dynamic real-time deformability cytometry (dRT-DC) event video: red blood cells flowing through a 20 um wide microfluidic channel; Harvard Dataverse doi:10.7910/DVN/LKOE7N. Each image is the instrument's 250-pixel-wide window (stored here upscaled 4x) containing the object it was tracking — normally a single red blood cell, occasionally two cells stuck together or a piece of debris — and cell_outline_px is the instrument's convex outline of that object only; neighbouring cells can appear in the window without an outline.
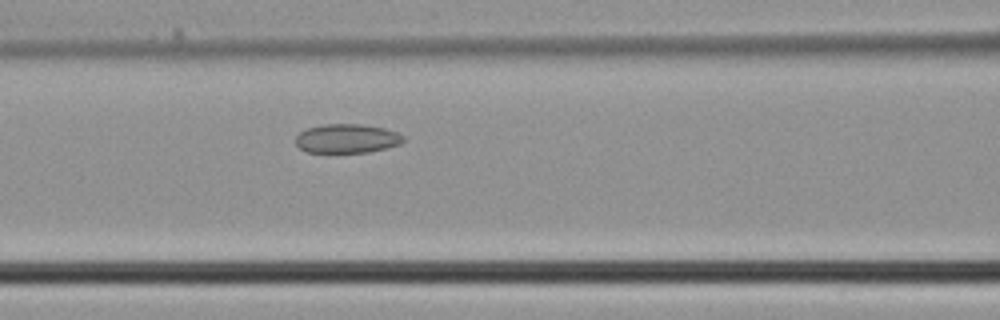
{"species": "common noctule bat (a hibernating species)", "species_latin": "Nyctalus noctula", "temperature_condition": "cold", "stored_images_in_passage": 27, "camera_frame_rate_fps": 3000, "um_per_image_px": 0.085, "animal": {"sex": "male", "body_mass_g": 21.5, "forearm_length_mm": 52.0}, "frame": {"image": 1, "passage_image": 5, "time_ms": 1.333, "image_size_px": [1000, 320], "cell_outline_px": [[404, 140], [400, 144], [368, 152], [308, 152], [300, 148], [296, 144], [296, 136], [300, 132], [308, 128], [324, 124], [360, 124], [384, 128], [396, 132], [404, 136]], "centroid_in_image_um": [29.48, 11.77], "position_along_channel_um": 137.1, "area_um2": 18.03}}
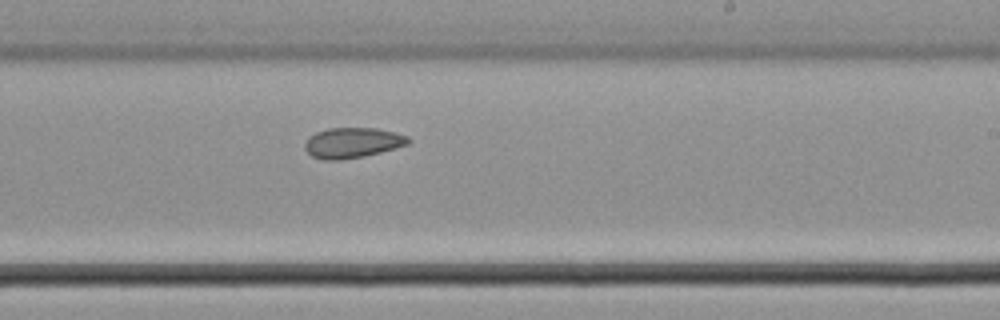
{"frame": {"image": 2, "passage_image": 12, "time_ms": 3.667, "image_size_px": [1000, 320], "cell_outline_px": [[412, 140], [408, 144], [396, 148], [364, 156], [340, 160], [324, 160], [312, 156], [304, 148], [304, 144], [308, 136], [316, 132], [328, 128], [376, 128], [408, 136]], "centroid_in_image_um": [29.94, 12.13], "position_along_channel_um": 259.1, "area_um2": 18.32}}
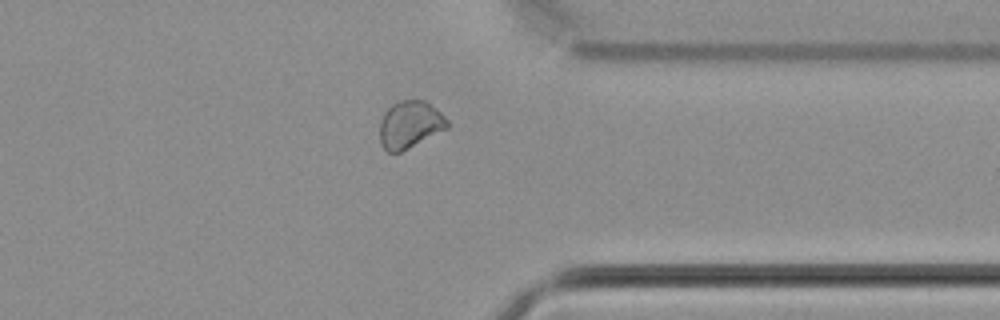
{"frame": {"image": 3, "passage_image": 19, "time_ms": 6.0, "image_size_px": [1000, 320], "cell_outline_px": [[448, 128], [400, 152], [388, 152], [380, 144], [380, 120], [384, 112], [392, 104], [400, 100], [424, 100], [436, 108], [448, 120]], "centroid_in_image_um": [34.83, 10.58], "position_along_channel_um": 376.6, "area_um2": 18.55}}